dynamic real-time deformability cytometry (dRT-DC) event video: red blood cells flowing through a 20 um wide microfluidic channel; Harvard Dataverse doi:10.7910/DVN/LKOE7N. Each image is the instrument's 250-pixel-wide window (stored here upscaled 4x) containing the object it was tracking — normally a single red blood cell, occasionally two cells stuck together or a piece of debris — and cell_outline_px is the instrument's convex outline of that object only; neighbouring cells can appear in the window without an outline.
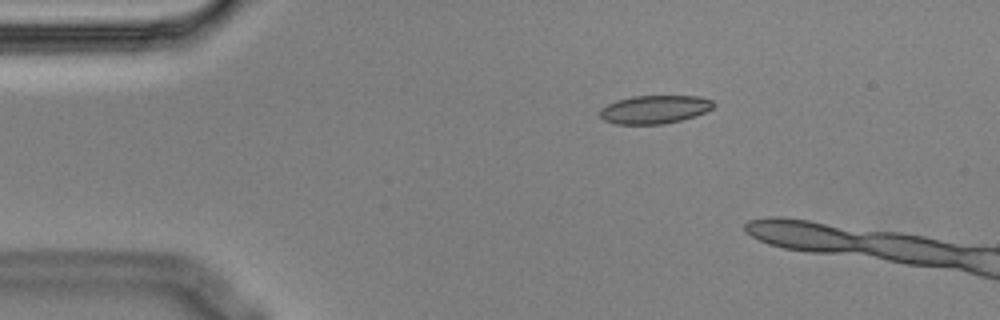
{"species": "Egyptian fruit bat (a non-hibernating species)", "species_latin": "Rousettus aegyptiacus", "temperature_condition": "cold", "stored_images_in_passage": 2, "camera_frame_rate_fps": 3000, "um_per_image_px": 0.085, "animal": {"sex": "male"}, "frame": {"image": 1, "passage_image": 1, "time_ms": 0.0, "image_size_px": [1000, 320], "cell_outline_px": [[716, 104], [712, 108], [696, 116], [664, 124], [616, 124], [604, 120], [600, 116], [600, 108], [616, 100], [632, 96], [700, 96], [712, 100]], "centroid_in_image_um": [55.64, 9.3], "position_along_channel_um": 29.4, "area_um2": 18.79}}